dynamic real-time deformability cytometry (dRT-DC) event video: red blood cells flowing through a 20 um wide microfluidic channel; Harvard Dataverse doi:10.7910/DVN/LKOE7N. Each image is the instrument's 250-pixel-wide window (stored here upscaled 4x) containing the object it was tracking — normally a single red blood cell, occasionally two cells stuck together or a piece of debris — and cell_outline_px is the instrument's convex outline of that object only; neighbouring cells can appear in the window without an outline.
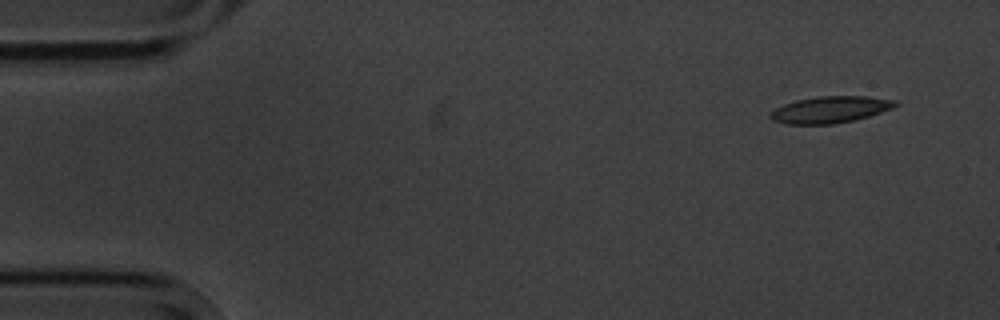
{"species": "common noctule bat (a hibernating species)", "species_latin": "Nyctalus noctula", "temperature_condition": "cold", "stored_images_in_passage": 6, "camera_frame_rate_fps": 3000, "um_per_image_px": 0.085, "animal": {"sex": "male", "body_mass_g": 20.1, "forearm_length_mm": 53.5}, "frame": {"image": 1, "passage_image": 1, "time_ms": 0.0, "image_size_px": [1000, 320], "cell_outline_px": [[900, 104], [892, 108], [868, 116], [852, 120], [832, 124], [784, 124], [772, 120], [768, 116], [776, 108], [784, 104], [796, 100], [820, 96], [864, 96], [896, 100]], "centroid_in_image_um": [70.55, 9.31], "position_along_channel_um": 14.4, "area_um2": 19.25}}
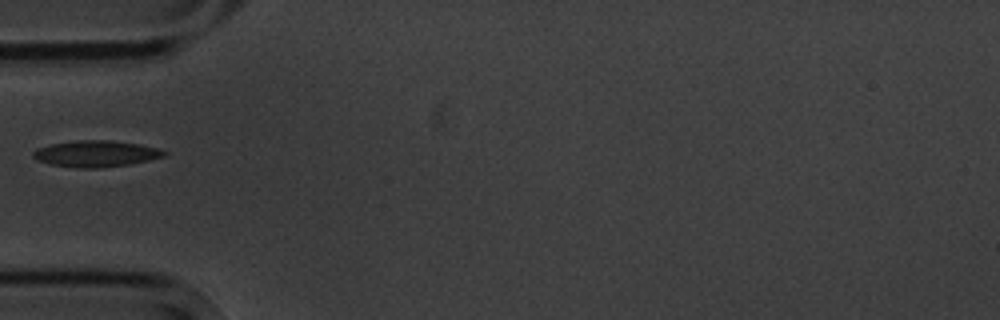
{"frame": {"image": 2, "passage_image": 5, "time_ms": 4.667, "image_size_px": [1000, 320], "cell_outline_px": [[168, 152], [164, 156], [132, 164], [100, 168], [76, 168], [52, 164], [36, 160], [32, 156], [32, 152], [36, 148], [52, 144], [76, 140], [108, 140], [140, 144], [160, 148]], "centroid_in_image_um": [8.16, 13.06], "position_along_channel_um": 76.8, "area_um2": 20.23}}
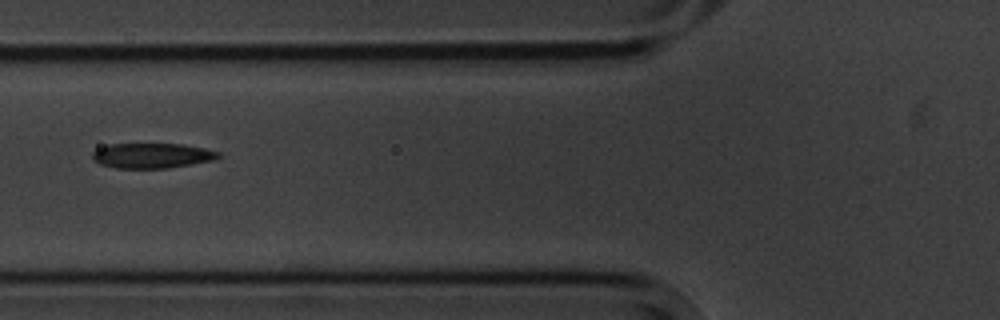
{"frame": {"image": 3, "passage_image": 6, "time_ms": 5.667, "image_size_px": [1000, 320], "cell_outline_px": [[224, 156], [216, 160], [168, 168], [116, 168], [100, 164], [92, 160], [92, 152], [108, 144], [184, 144], [204, 148], [220, 152]], "centroid_in_image_um": [12.97, 13.23], "position_along_channel_um": 112.8, "area_um2": 18.61}}